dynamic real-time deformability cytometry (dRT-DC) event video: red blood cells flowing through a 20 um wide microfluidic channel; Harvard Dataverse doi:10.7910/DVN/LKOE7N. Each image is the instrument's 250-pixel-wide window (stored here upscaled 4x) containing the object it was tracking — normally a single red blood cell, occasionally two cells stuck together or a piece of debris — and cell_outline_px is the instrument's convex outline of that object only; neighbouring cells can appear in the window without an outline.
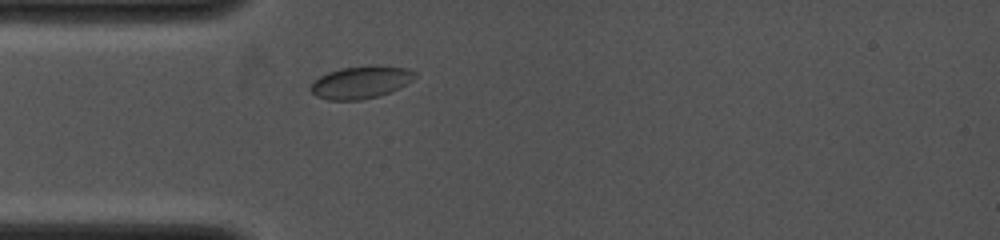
{"species": "common noctule bat (a hibernating species)", "species_latin": "Nyctalus noctula", "temperature_condition": "cold", "stored_images_in_passage": 5, "camera_frame_rate_fps": 4000, "um_per_image_px": 0.085, "animal": {"sex": "female", "body_mass_g": 19.0, "forearm_length_mm": 53.3}, "frame": {"image": 1, "passage_image": 1, "time_ms": 0.0, "image_size_px": [1000, 240], "cell_outline_px": [[420, 76], [400, 88], [376, 96], [360, 100], [328, 100], [316, 96], [308, 88], [312, 80], [328, 72], [340, 68], [372, 64], [380, 64], [408, 68], [416, 72]], "centroid_in_image_um": [30.69, 6.96], "position_along_channel_um": 54.3, "area_um2": 20.29}}
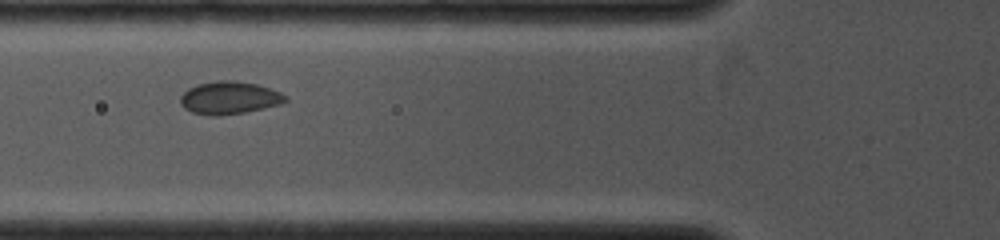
{"frame": {"image": 2, "passage_image": 4, "time_ms": 1.25, "image_size_px": [1000, 240], "cell_outline_px": [[288, 100], [280, 104], [244, 112], [216, 116], [212, 116], [192, 112], [184, 108], [180, 104], [180, 96], [188, 88], [196, 84], [216, 80], [236, 80], [256, 84], [280, 92], [288, 96]], "centroid_in_image_um": [19.47, 8.3], "position_along_channel_um": 106.3, "area_um2": 20.06}}
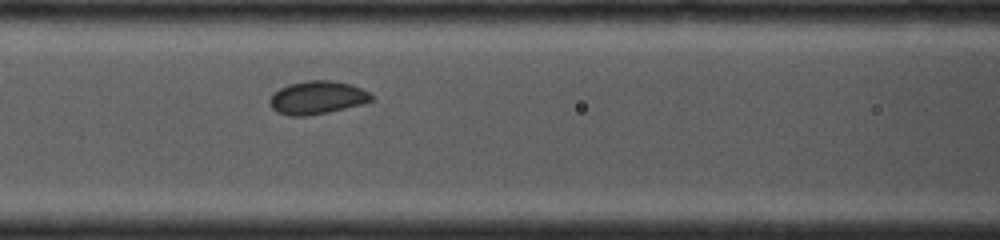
{"frame": {"image": 3, "passage_image": 5, "time_ms": 2.0, "image_size_px": [1000, 240], "cell_outline_px": [[376, 100], [328, 112], [308, 116], [288, 116], [276, 112], [268, 104], [268, 100], [280, 88], [288, 84], [308, 80], [332, 80], [352, 84], [368, 92]], "centroid_in_image_um": [26.94, 8.3], "position_along_channel_um": 139.7, "area_um2": 19.71}}